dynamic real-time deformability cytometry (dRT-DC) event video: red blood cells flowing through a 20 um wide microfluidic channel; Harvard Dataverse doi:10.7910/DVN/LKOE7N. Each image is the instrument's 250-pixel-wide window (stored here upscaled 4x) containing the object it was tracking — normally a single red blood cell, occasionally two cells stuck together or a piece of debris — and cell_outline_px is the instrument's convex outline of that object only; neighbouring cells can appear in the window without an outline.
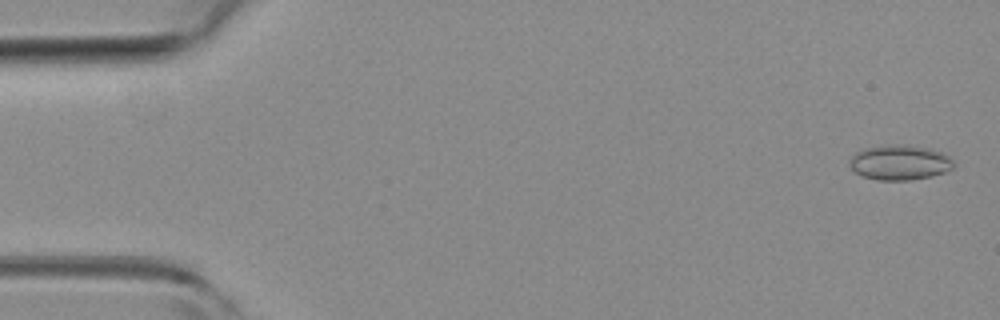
{"species": "common noctule bat (a hibernating species)", "species_latin": "Nyctalus noctula", "temperature_condition": "room temperature", "stored_images_in_passage": 52, "camera_frame_rate_fps": 3000, "um_per_image_px": 0.085, "animal": {"sex": "female", "body_mass_g": 19.3, "forearm_length_mm": 54.1}, "frame": {"image": 1, "passage_image": 2, "time_ms": 0.333, "image_size_px": [1000, 320], "cell_outline_px": [[956, 164], [952, 168], [944, 172], [932, 176], [912, 180], [876, 180], [864, 176], [856, 172], [848, 164], [848, 160], [860, 148], [892, 144], [904, 144], [928, 148], [940, 152], [948, 156]], "centroid_in_image_um": [76.45, 13.8], "position_along_channel_um": 8.5, "area_um2": 21.39}}
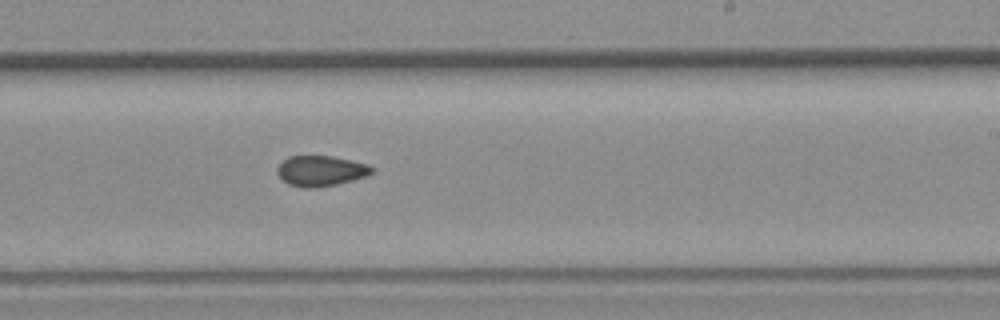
{"frame": {"image": 2, "passage_image": 31, "time_ms": 10.0, "image_size_px": [1000, 320], "cell_outline_px": [[376, 168], [368, 176], [336, 184], [316, 188], [304, 188], [288, 184], [276, 172], [276, 168], [288, 156], [332, 156], [368, 164]], "centroid_in_image_um": [27.28, 14.52], "position_along_channel_um": 261.7, "area_um2": 16.82}}
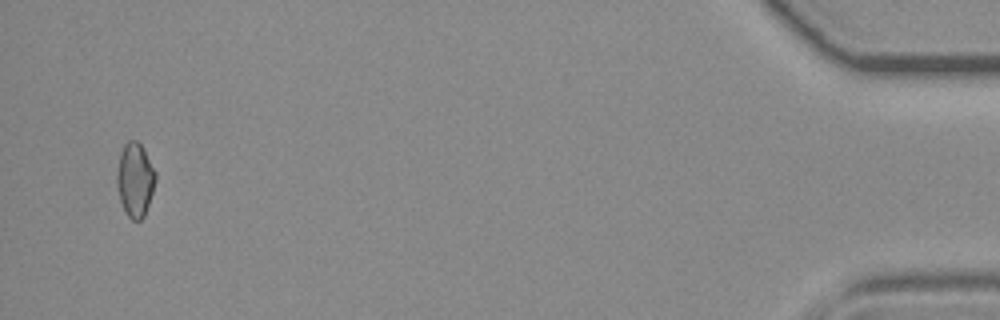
{"frame": {"image": 3, "passage_image": 50, "time_ms": 16.333, "image_size_px": [1000, 320], "cell_outline_px": [[156, 180], [144, 216], [140, 220], [132, 220], [124, 212], [120, 200], [116, 184], [116, 172], [120, 152], [124, 144], [128, 140], [136, 140], [140, 144], [156, 172]], "centroid_in_image_um": [11.45, 15.28], "position_along_channel_um": 423.7, "area_um2": 16.65}, "authors_computed_cell_mechanics": {"area_um2": 16.8776, "velocity_mm_per_s": 3.9928, "shape_relaxation_time_tau1_ms": null, "shape_relaxation_time_tau2_ms": 2.2323, "deformation_change_tau1": null, "deformation_change_tau2": 0.0697}}